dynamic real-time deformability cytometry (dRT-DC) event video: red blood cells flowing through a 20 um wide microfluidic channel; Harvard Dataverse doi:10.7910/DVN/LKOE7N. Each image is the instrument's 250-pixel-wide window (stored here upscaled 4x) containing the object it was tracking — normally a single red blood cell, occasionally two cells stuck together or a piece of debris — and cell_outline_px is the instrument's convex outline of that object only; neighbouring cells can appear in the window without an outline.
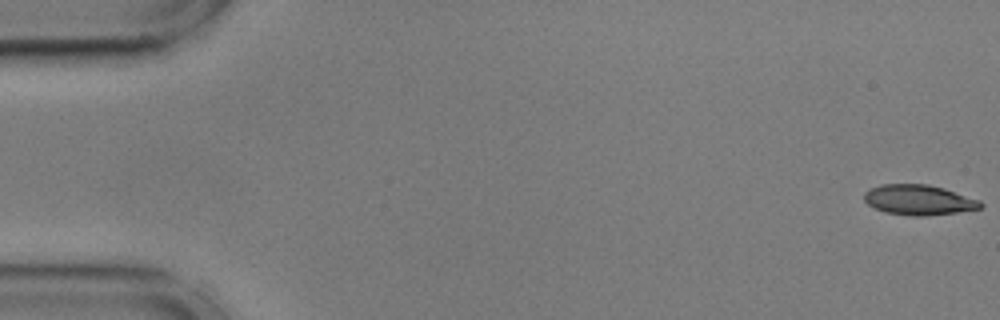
{"species": "common noctule bat (a hibernating species)", "species_latin": "Nyctalus noctula", "temperature_condition": "cold", "stored_images_in_passage": 55, "camera_frame_rate_fps": 3000, "um_per_image_px": 0.085, "animal": {"sex": "male", "body_mass_g": 17.9, "forearm_length_mm": 54.2}, "frame": {"image": 1, "passage_image": 1, "time_ms": 0.0, "image_size_px": [1000, 320], "cell_outline_px": [[984, 204], [980, 208], [956, 212], [924, 216], [912, 216], [884, 212], [868, 204], [864, 200], [864, 192], [880, 184], [928, 184], [944, 188], [980, 200]], "centroid_in_image_um": [78.09, 16.99], "position_along_channel_um": 6.9, "area_um2": 20.4}}
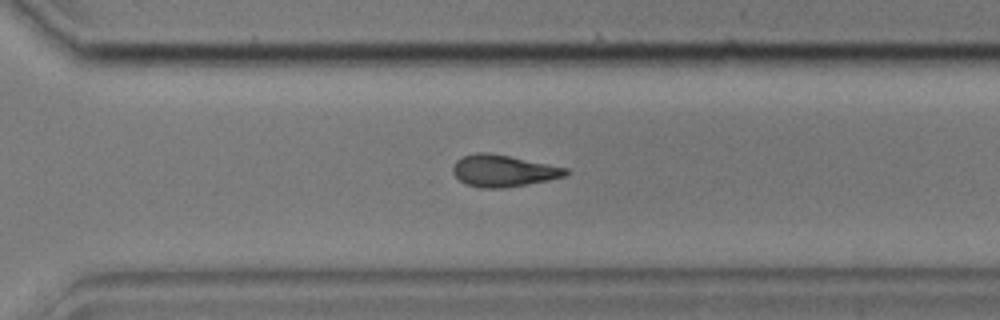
{"frame": {"image": 2, "passage_image": 39, "time_ms": 12.667, "image_size_px": [1000, 320], "cell_outline_px": [[568, 172], [564, 176], [548, 180], [504, 188], [480, 188], [464, 184], [452, 172], [452, 168], [456, 160], [464, 156], [476, 152], [488, 152], [568, 168]], "centroid_in_image_um": [42.73, 14.52], "position_along_channel_um": 327.9, "area_um2": 20.75}}
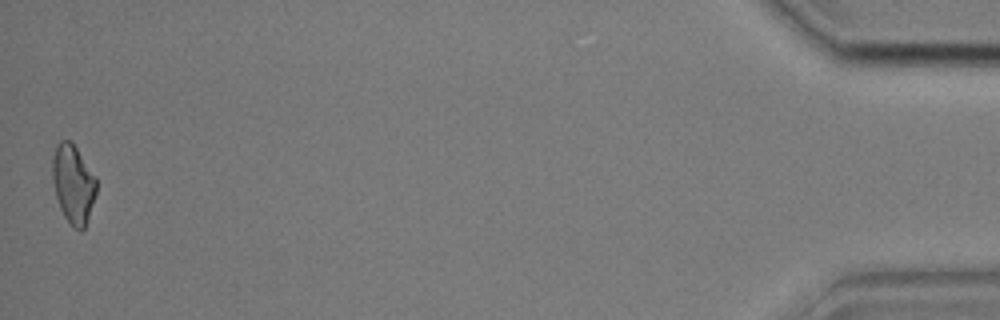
{"frame": {"image": 3, "passage_image": 55, "time_ms": 18.0, "image_size_px": [1000, 320], "cell_outline_px": [[96, 192], [84, 228], [80, 232], [72, 228], [64, 216], [60, 208], [56, 196], [52, 180], [52, 156], [56, 144], [60, 140], [72, 140], [96, 176]], "centroid_in_image_um": [6.2, 15.6], "position_along_channel_um": 429.0, "area_um2": 20.4}, "authors_computed_cell_mechanics": {"area_um2": 21.1548, "velocity_mm_per_s": 3.6187, "shape_relaxation_time_tau1_ms": 6.3576, "shape_relaxation_time_tau2_ms": 11.2365, "deformation_change_tau1": 0.1443, "deformation_change_tau2": 0.2273}}